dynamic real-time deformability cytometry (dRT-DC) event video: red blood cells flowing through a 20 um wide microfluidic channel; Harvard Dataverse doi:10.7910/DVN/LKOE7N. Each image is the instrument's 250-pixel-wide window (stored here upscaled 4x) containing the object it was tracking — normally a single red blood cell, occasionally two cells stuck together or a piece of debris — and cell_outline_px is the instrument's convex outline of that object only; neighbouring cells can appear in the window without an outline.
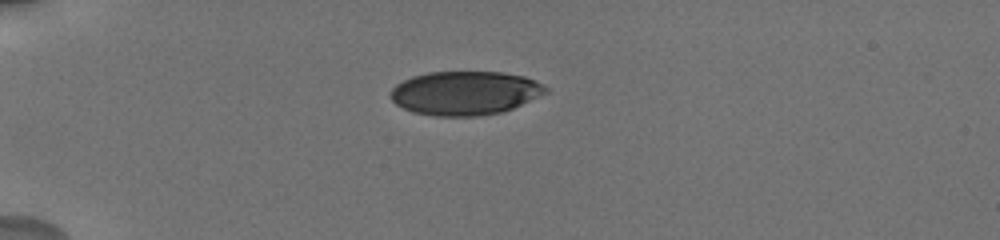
{"species": "human", "species_latin": "Homo sapiens", "temperature_condition": "cold", "stored_images_in_passage": 9, "camera_frame_rate_fps": 3000, "um_per_image_px": 0.085, "donor": {"sex": "male"}, "frame": {"image": 1, "passage_image": 1, "time_ms": 0.0, "image_size_px": [1000, 240], "cell_outline_px": [[548, 92], [512, 108], [500, 112], [480, 116], [432, 116], [412, 112], [396, 104], [392, 100], [392, 88], [396, 84], [412, 76], [428, 72], [500, 72], [524, 76], [536, 80], [548, 88]], "centroid_in_image_um": [39.52, 7.91], "position_along_channel_um": 45.5, "area_um2": 39.54}}
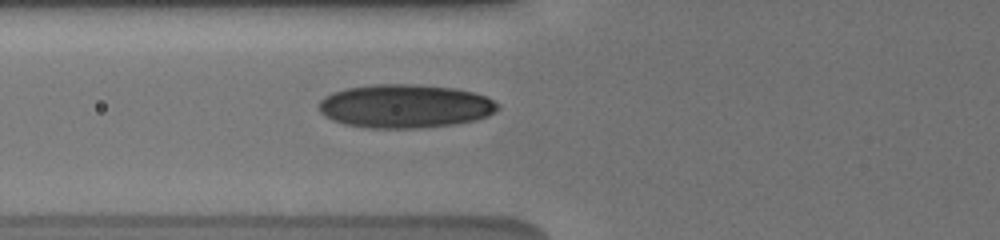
{"frame": {"image": 2, "passage_image": 6, "time_ms": 2.333, "image_size_px": [1000, 240], "cell_outline_px": [[500, 108], [496, 112], [488, 116], [476, 120], [456, 124], [416, 128], [372, 128], [344, 124], [332, 120], [324, 116], [320, 112], [320, 100], [324, 96], [332, 92], [348, 88], [372, 84], [412, 84], [452, 88], [472, 92], [488, 96], [500, 104]], "centroid_in_image_um": [34.46, 9.02], "position_along_channel_um": 91.3, "area_um2": 45.66}}
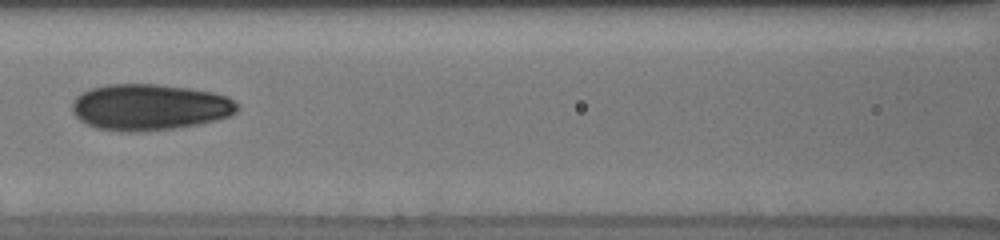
{"frame": {"image": 3, "passage_image": 8, "time_ms": 4.0, "image_size_px": [1000, 240], "cell_outline_px": [[240, 108], [236, 112], [228, 116], [216, 120], [200, 124], [172, 128], [128, 132], [96, 128], [80, 120], [72, 112], [72, 100], [80, 92], [92, 88], [108, 84], [156, 84], [188, 88], [212, 92], [228, 96], [240, 104]], "centroid_in_image_um": [12.72, 9.09], "position_along_channel_um": 153.9, "area_um2": 44.56}}